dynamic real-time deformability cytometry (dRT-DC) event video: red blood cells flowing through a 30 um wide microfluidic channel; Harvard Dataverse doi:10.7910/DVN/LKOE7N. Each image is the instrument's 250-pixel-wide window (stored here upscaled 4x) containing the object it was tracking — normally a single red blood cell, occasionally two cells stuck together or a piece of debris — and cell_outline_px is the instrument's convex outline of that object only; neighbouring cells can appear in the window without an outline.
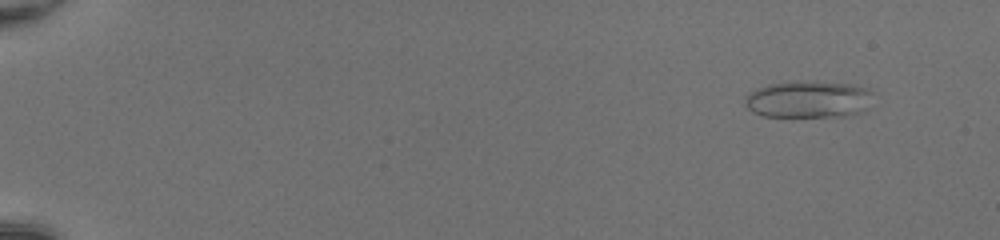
{"species": "common noctule bat (a hibernating species)", "species_latin": "Nyctalus noctula", "temperature_condition": "room temperature", "stored_images_in_passage": 49, "camera_frame_rate_fps": 3000, "um_per_image_px": 0.085, "animal": {"sex": "female", "body_mass_g": 20.0, "forearm_length_mm": 54.0}, "frame": {"image": 1, "passage_image": 3, "time_ms": 0.667, "image_size_px": [1000, 240], "cell_outline_px": [[872, 92], [868, 108], [864, 112], [852, 116], [764, 116], [752, 112], [744, 104], [744, 100], [748, 92], [756, 88], [768, 84], [800, 80], [816, 80], [852, 84], [868, 88]], "centroid_in_image_um": [68.73, 8.42], "position_along_channel_um": 16.3, "area_um2": 28.32}}
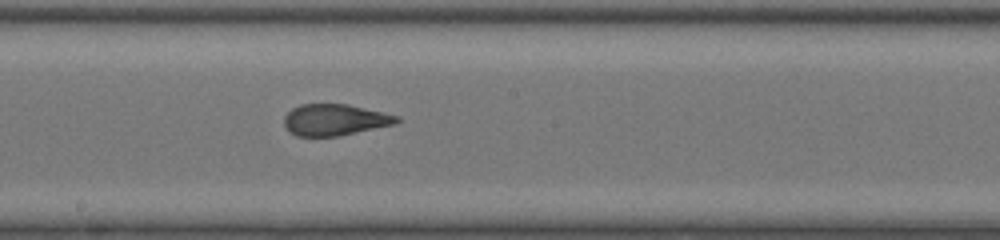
{"frame": {"image": 2, "passage_image": 29, "time_ms": 9.333, "image_size_px": [1000, 240], "cell_outline_px": [[400, 120], [396, 124], [340, 136], [296, 136], [288, 132], [284, 124], [284, 116], [292, 108], [300, 104], [348, 104], [400, 116]], "centroid_in_image_um": [28.46, 10.19], "position_along_channel_um": 219.7, "area_um2": 20.81}}
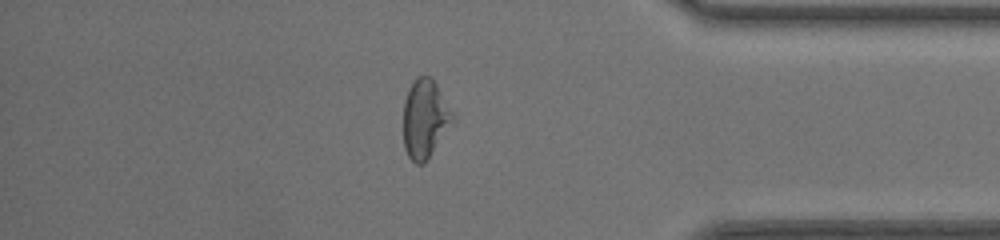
{"frame": {"image": 3, "passage_image": 43, "time_ms": 14.0, "image_size_px": [1000, 240], "cell_outline_px": [[456, 116], [428, 160], [424, 164], [416, 164], [408, 156], [404, 148], [404, 100], [408, 88], [416, 76], [432, 76]], "centroid_in_image_um": [36.13, 10.07], "position_along_channel_um": 399.1, "area_um2": 22.83}, "authors_computed_cell_mechanics": {"area_um2": 22.831, "velocity_mm_per_s": 4.2299, "shape_relaxation_time_tau1_ms": null, "shape_relaxation_time_tau2_ms": 0.7851, "deformation_change_tau1": null, "deformation_change_tau2": 0.0691}}